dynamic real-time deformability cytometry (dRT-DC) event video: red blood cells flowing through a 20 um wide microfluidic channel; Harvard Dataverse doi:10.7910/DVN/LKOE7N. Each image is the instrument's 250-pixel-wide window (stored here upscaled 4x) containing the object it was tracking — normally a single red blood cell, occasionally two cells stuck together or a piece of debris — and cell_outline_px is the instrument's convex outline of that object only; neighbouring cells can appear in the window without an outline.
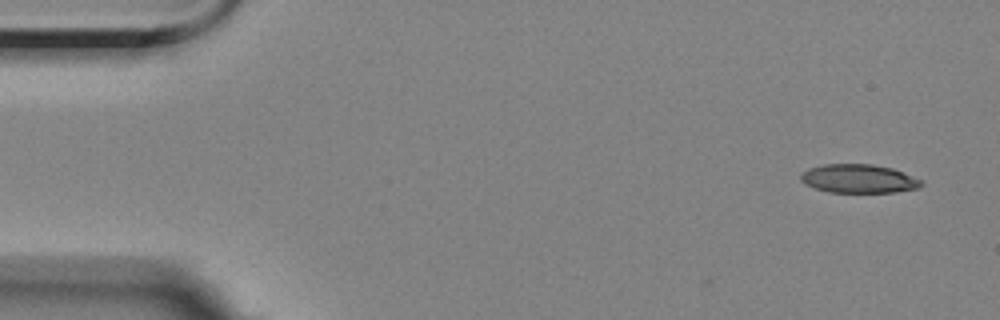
{"species": "Egyptian fruit bat (a non-hibernating species)", "species_latin": "Rousettus aegyptiacus", "temperature_condition": "room temperature", "stored_images_in_passage": 54, "camera_frame_rate_fps": 3000, "um_per_image_px": 0.085, "animal": {"sex": "female"}, "frame": {"image": 1, "passage_image": 1, "time_ms": 0.0, "image_size_px": [1000, 320], "cell_outline_px": [[924, 184], [916, 188], [896, 192], [828, 192], [816, 188], [800, 180], [800, 176], [808, 168], [824, 164], [872, 164], [892, 168], [924, 180]], "centroid_in_image_um": [73.03, 15.18], "position_along_channel_um": 12.0, "area_um2": 20.06}}
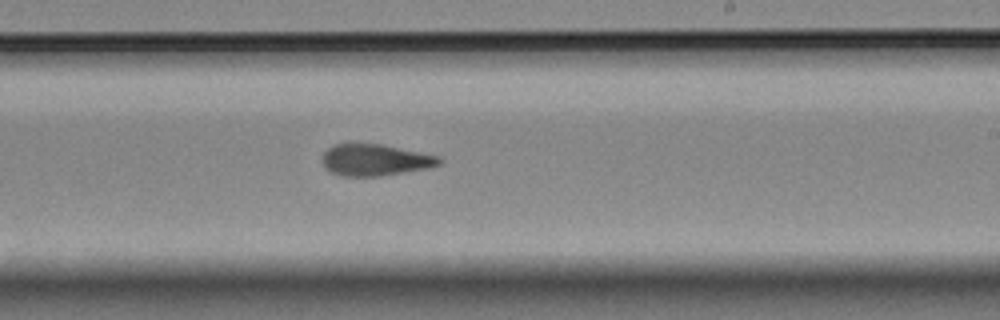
{"frame": {"image": 2, "passage_image": 31, "time_ms": 10.0, "image_size_px": [1000, 320], "cell_outline_px": [[444, 160], [440, 164], [428, 168], [380, 176], [340, 176], [324, 168], [324, 152], [332, 144], [348, 140], [380, 144], [440, 156]], "centroid_in_image_um": [31.85, 13.55], "position_along_channel_um": 257.2, "area_um2": 22.08}}
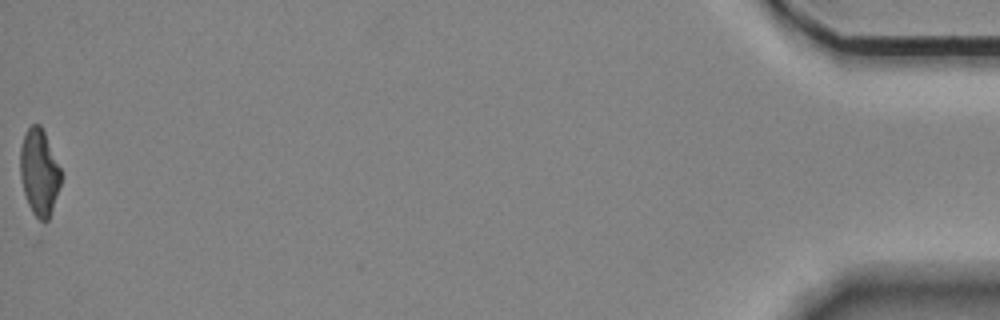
{"frame": {"image": 3, "passage_image": 54, "time_ms": 17.667, "image_size_px": [1000, 320], "cell_outline_px": [[60, 184], [48, 220], [40, 220], [32, 212], [28, 204], [24, 192], [20, 176], [20, 148], [24, 132], [32, 124], [40, 124], [44, 132], [60, 168]], "centroid_in_image_um": [3.3, 14.61], "position_along_channel_um": 431.9, "area_um2": 20.11}, "authors_computed_cell_mechanics": {"area_um2": 21.8773, "velocity_mm_per_s": 3.5601, "shape_relaxation_time_tau1_ms": null, "shape_relaxation_time_tau2_ms": 3.6185, "deformation_change_tau1": null, "deformation_change_tau2": 0.127}}